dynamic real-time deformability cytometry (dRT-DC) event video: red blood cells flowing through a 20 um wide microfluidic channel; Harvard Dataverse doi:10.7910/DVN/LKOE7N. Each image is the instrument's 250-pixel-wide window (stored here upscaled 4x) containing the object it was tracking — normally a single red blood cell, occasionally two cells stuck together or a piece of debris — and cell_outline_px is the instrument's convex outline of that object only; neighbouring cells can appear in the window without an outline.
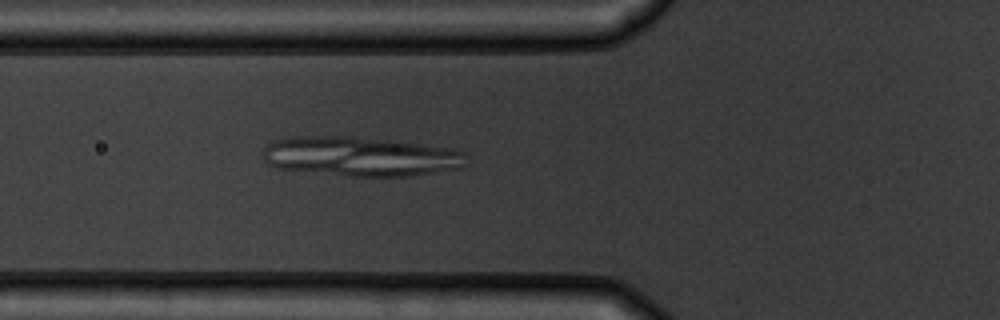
{"species": "common noctule bat (a hibernating species)", "species_latin": "Nyctalus noctula", "temperature_condition": "warm", "stored_images_in_passage": 4, "camera_frame_rate_fps": 3000, "um_per_image_px": 0.085, "animal": {"sex": "male", "body_mass_g": 19.5, "forearm_length_mm": 54.6}, "frame": {"image": 1, "passage_image": 4, "time_ms": 3.333, "image_size_px": [1000, 320], "cell_outline_px": [[468, 156], [460, 168], [412, 176], [352, 176], [276, 168], [268, 164], [264, 160], [264, 148], [272, 140], [284, 136], [352, 136], [388, 140], [456, 148], [464, 152]], "centroid_in_image_um": [30.63, 13.28], "position_along_channel_um": 95.2, "area_um2": 47.16}}